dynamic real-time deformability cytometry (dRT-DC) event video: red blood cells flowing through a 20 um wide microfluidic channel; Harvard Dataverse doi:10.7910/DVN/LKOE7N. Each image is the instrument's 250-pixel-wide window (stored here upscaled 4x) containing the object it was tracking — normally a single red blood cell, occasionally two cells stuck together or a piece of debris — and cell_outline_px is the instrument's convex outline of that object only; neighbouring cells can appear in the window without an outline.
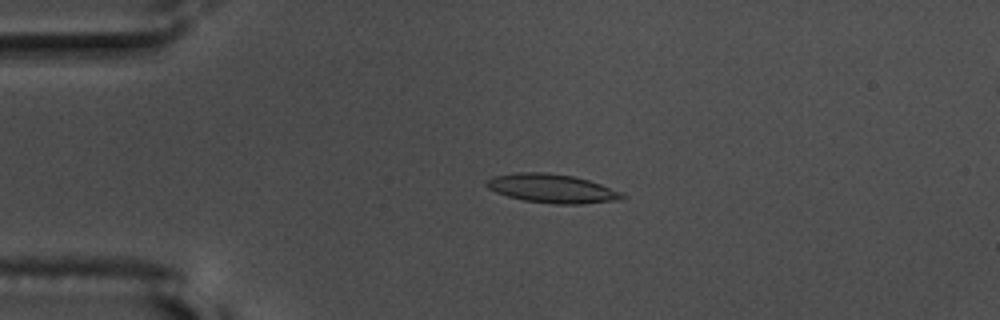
{"species": "common noctule bat (a hibernating species)", "species_latin": "Nyctalus noctula", "temperature_condition": "warm", "stored_images_in_passage": 56, "camera_frame_rate_fps": 3000, "um_per_image_px": 0.085, "animal": {"sex": "male", "body_mass_g": 17.5, "forearm_length_mm": 52.3}, "frame": {"image": 1, "passage_image": 13, "time_ms": 4.0, "image_size_px": [1000, 320], "cell_outline_px": [[628, 196], [616, 200], [580, 204], [556, 204], [524, 200], [508, 196], [496, 192], [488, 188], [484, 184], [484, 180], [492, 176], [516, 172], [540, 172], [572, 176], [588, 180], [600, 184], [620, 192]], "centroid_in_image_um": [46.85, 16.01], "position_along_channel_um": 38.2, "area_um2": 22.6}}
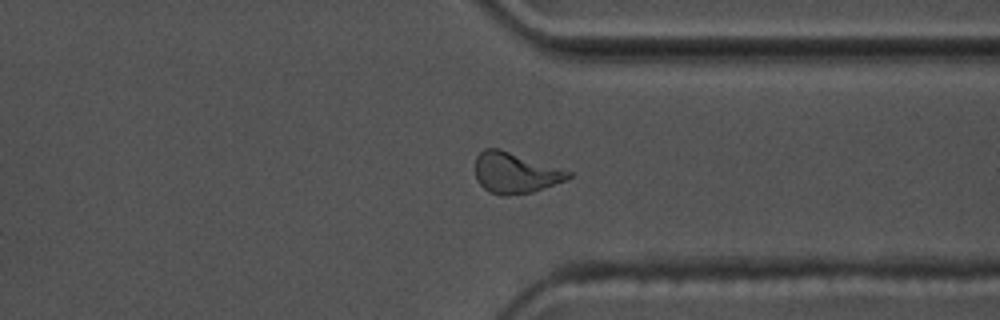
{"frame": {"image": 2, "passage_image": 43, "time_ms": 14.0, "image_size_px": [1000, 320], "cell_outline_px": [[572, 176], [564, 180], [532, 192], [504, 196], [488, 192], [476, 180], [476, 156], [484, 148], [500, 148], [572, 172]], "centroid_in_image_um": [43.75, 14.68], "position_along_channel_um": 367.6, "area_um2": 21.96}}
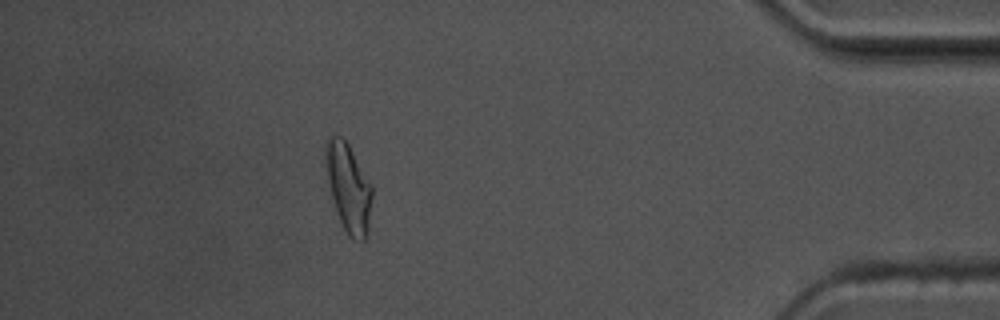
{"frame": {"image": 3, "passage_image": 50, "time_ms": 16.333, "image_size_px": [1000, 320], "cell_outline_px": [[372, 196], [368, 236], [364, 240], [352, 240], [348, 236], [340, 220], [332, 196], [328, 180], [324, 156], [324, 144], [328, 136], [336, 132], [348, 144], [372, 184]], "centroid_in_image_um": [29.62, 15.91], "position_along_channel_um": 405.6, "area_um2": 24.1}, "authors_computed_cell_mechanics": {"area_um2": 21.5016, "velocity_mm_per_s": 3.6431, "shape_relaxation_time_tau1_ms": null, "shape_relaxation_time_tau2_ms": 2.6084, "deformation_change_tau1": null, "deformation_change_tau2": 0.1018}}